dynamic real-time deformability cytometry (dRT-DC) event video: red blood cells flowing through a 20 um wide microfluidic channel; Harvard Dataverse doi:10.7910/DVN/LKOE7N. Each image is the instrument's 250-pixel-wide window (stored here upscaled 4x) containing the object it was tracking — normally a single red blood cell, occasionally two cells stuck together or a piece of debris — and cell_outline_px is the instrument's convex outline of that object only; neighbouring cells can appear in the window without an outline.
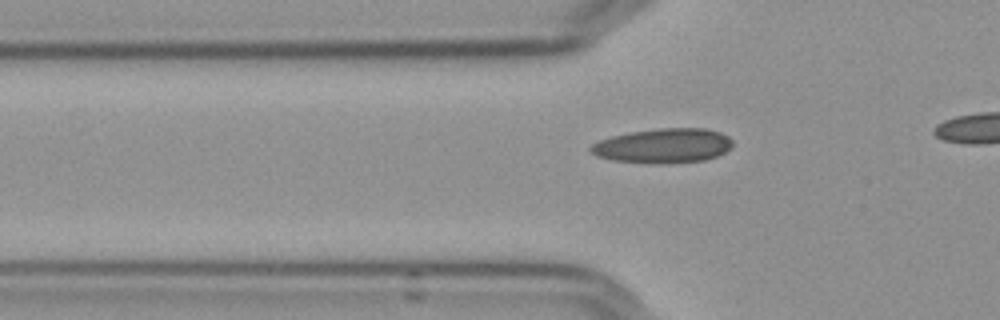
{"species": "Egyptian fruit bat (a non-hibernating species)", "species_latin": "Rousettus aegyptiacus", "temperature_condition": "cold", "stored_images_in_passage": 31, "camera_frame_rate_fps": 3000, "um_per_image_px": 0.085, "frame": {"image": 1, "passage_image": 14, "time_ms": 4.333, "image_size_px": [1000, 320], "cell_outline_px": [[732, 148], [716, 156], [704, 160], [664, 164], [656, 164], [612, 160], [600, 156], [592, 152], [588, 148], [592, 144], [600, 140], [612, 136], [628, 132], [660, 128], [708, 128], [720, 132], [728, 136], [732, 140]], "centroid_in_image_um": [56.4, 12.38], "position_along_channel_um": 69.4, "area_um2": 28.67}}
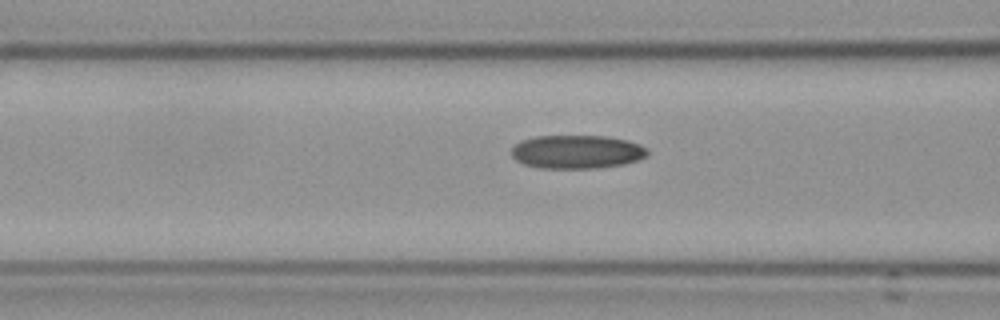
{"frame": {"image": 2, "passage_image": 18, "time_ms": 5.667, "image_size_px": [1000, 320], "cell_outline_px": [[648, 156], [624, 164], [592, 168], [540, 168], [524, 164], [516, 160], [512, 156], [512, 148], [520, 140], [536, 136], [608, 136], [628, 140], [640, 144], [648, 148]], "centroid_in_image_um": [49.05, 12.89], "position_along_channel_um": 117.6, "area_um2": 26.65}}